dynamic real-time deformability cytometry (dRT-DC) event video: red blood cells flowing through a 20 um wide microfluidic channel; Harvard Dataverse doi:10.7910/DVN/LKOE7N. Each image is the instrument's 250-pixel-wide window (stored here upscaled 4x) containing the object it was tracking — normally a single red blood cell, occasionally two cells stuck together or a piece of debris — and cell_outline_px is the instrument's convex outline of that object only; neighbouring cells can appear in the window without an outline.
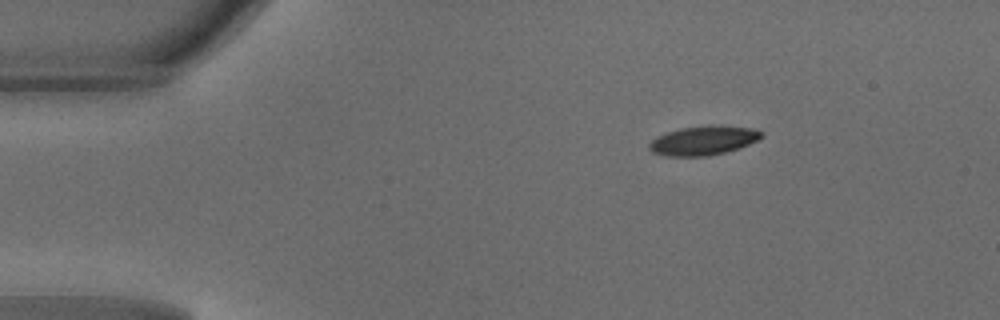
{"species": "common noctule bat (a hibernating species)", "species_latin": "Nyctalus noctula", "temperature_condition": "warm", "stored_images_in_passage": 36, "camera_frame_rate_fps": 3000, "um_per_image_px": 0.085, "animal": {"sex": "male", "body_mass_g": 18.8}, "frame": {"image": 1, "passage_image": 1, "time_ms": 0.0, "image_size_px": [1000, 320], "cell_outline_px": [[764, 136], [740, 148], [708, 156], [668, 156], [652, 152], [648, 148], [648, 144], [652, 140], [668, 132], [680, 128], [712, 124], [752, 128], [764, 132]], "centroid_in_image_um": [59.81, 11.93], "position_along_channel_um": 25.2, "area_um2": 19.07}}
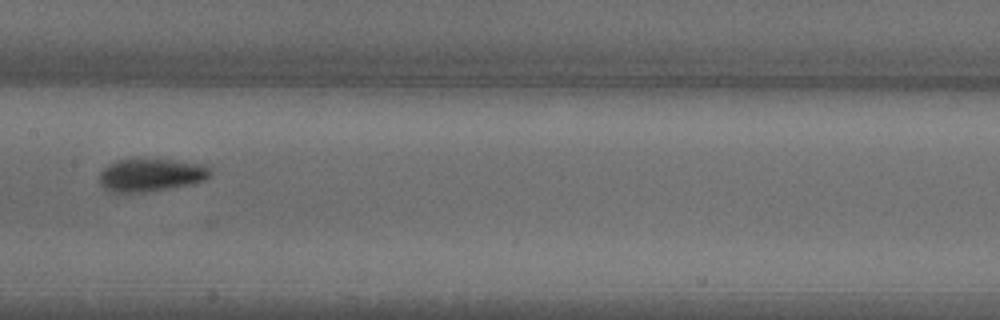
{"frame": {"image": 2, "passage_image": 18, "time_ms": 5.667, "image_size_px": [1000, 320], "cell_outline_px": [[212, 172], [204, 180], [192, 184], [144, 192], [108, 192], [100, 184], [100, 172], [108, 164], [116, 160], [144, 156], [204, 164]], "centroid_in_image_um": [12.79, 14.83], "position_along_channel_um": 194.6, "area_um2": 21.85}}
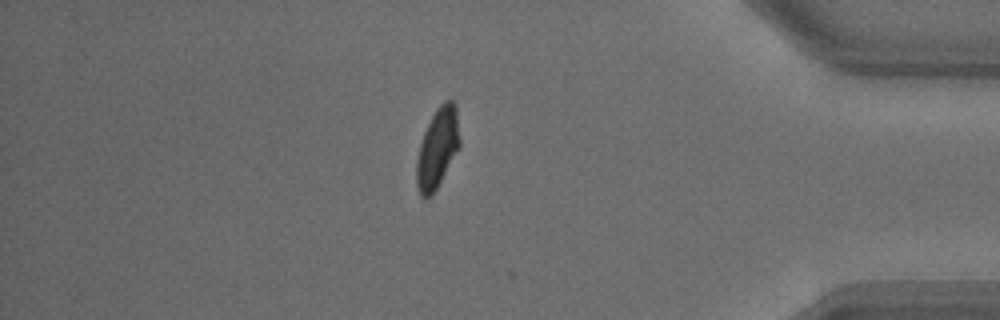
{"frame": {"image": 3, "passage_image": 35, "time_ms": 11.333, "image_size_px": [1000, 320], "cell_outline_px": [[460, 148], [432, 196], [420, 196], [416, 184], [416, 160], [420, 144], [424, 132], [436, 108], [444, 100], [452, 100], [456, 104], [460, 140]], "centroid_in_image_um": [37.2, 12.58], "position_along_channel_um": 398.0, "area_um2": 20.23}, "authors_computed_cell_mechanics": {"area_um2": 20.2011, "velocity_mm_per_s": 4.1798, "shape_relaxation_time_tau1_ms": 3.2754, "shape_relaxation_time_tau2_ms": 1.9922, "deformation_change_tau1": 0.1623, "deformation_change_tau2": 0.0714}}